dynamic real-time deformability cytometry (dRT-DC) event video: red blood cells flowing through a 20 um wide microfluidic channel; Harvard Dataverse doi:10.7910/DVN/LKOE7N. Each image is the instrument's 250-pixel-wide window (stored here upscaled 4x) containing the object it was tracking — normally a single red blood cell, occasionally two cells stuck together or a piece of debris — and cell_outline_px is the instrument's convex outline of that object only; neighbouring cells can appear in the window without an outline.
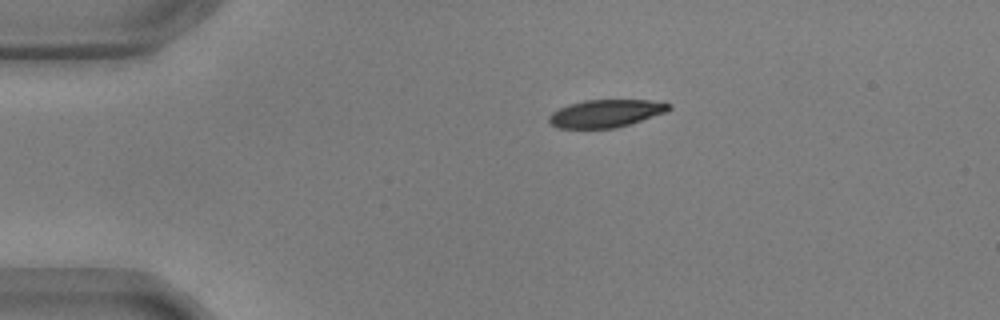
{"species": "common noctule bat (a hibernating species)", "species_latin": "Nyctalus noctula", "temperature_condition": "warm", "stored_images_in_passage": 45, "camera_frame_rate_fps": 3000, "um_per_image_px": 0.085, "animal": {"sex": "male", "body_mass_g": 17.9, "forearm_length_mm": 54.2}, "frame": {"image": 1, "passage_image": 1, "time_ms": 0.0, "image_size_px": [1000, 320], "cell_outline_px": [[672, 108], [668, 112], [616, 128], [556, 128], [548, 124], [548, 116], [552, 112], [568, 104], [584, 100], [652, 100], [672, 104]], "centroid_in_image_um": [51.49, 9.64], "position_along_channel_um": 33.5, "area_um2": 19.59}}
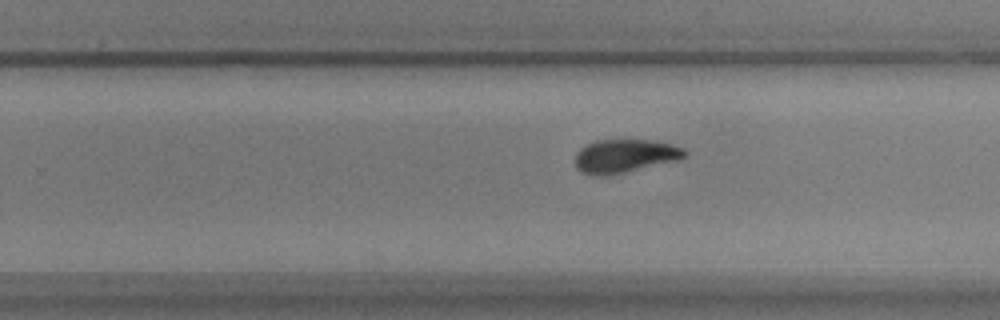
{"frame": {"image": 2, "passage_image": 25, "time_ms": 8.0, "image_size_px": [1000, 320], "cell_outline_px": [[688, 152], [680, 160], [608, 176], [592, 176], [580, 172], [576, 168], [576, 152], [580, 148], [596, 140], [652, 140], [672, 144], [684, 148]], "centroid_in_image_um": [53.11, 13.27], "position_along_channel_um": 276.7, "area_um2": 21.62}}
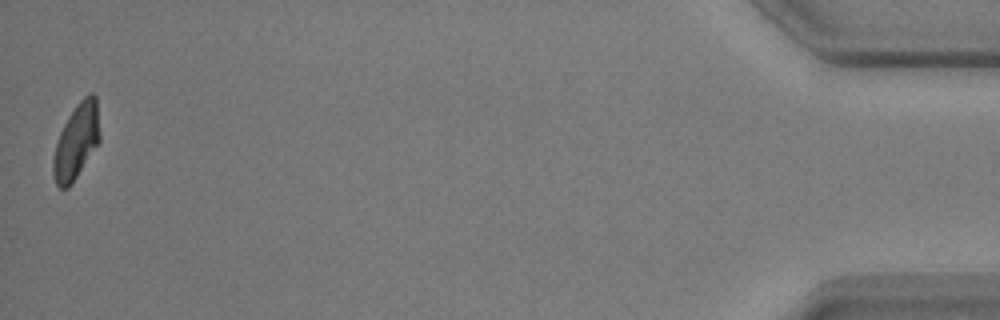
{"frame": {"image": 3, "passage_image": 45, "time_ms": 14.667, "image_size_px": [1000, 320], "cell_outline_px": [[100, 140], [72, 184], [68, 188], [60, 188], [56, 184], [52, 176], [52, 160], [56, 144], [60, 132], [64, 124], [76, 104], [88, 92], [92, 92], [96, 96], [100, 136]], "centroid_in_image_um": [6.48, 12.02], "position_along_channel_um": 428.7, "area_um2": 20.4}, "authors_computed_cell_mechanics": {"area_um2": 21.5594, "velocity_mm_per_s": 3.6194, "shape_relaxation_time_tau1_ms": 2.8321, "shape_relaxation_time_tau2_ms": 2.2996, "deformation_change_tau1": 0.1338, "deformation_change_tau2": 0.0503}}